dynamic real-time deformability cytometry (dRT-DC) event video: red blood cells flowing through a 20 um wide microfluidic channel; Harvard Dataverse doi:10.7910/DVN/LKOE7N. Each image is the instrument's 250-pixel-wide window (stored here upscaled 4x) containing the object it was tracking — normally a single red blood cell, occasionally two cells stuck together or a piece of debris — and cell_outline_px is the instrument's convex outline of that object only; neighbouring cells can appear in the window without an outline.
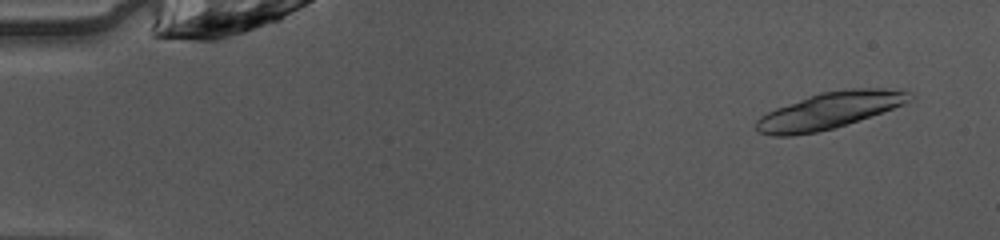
{"species": "common noctule bat (a hibernating species)", "species_latin": "Nyctalus noctula", "temperature_condition": "warm", "stored_images_in_passage": 37, "camera_frame_rate_fps": 3000, "um_per_image_px": 0.085, "animal": {"sex": "female", "body_mass_g": 10.0, "forearm_length_mm": 53.1}, "frame": {"image": 1, "passage_image": 3, "time_ms": 0.667, "image_size_px": [1000, 240], "cell_outline_px": [[916, 96], [912, 100], [904, 104], [832, 128], [816, 132], [792, 136], [772, 136], [760, 132], [756, 128], [756, 120], [760, 116], [776, 108], [820, 92], [848, 88], [884, 88], [908, 92]], "centroid_in_image_um": [70.49, 9.38], "position_along_channel_um": 14.5, "area_um2": 32.08}}
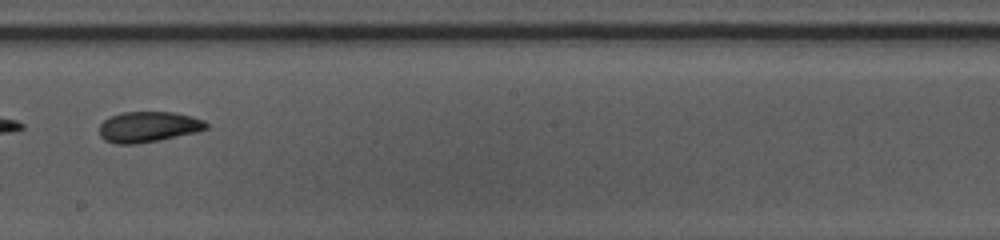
{"frame": {"image": 2, "passage_image": 28, "time_ms": 9.0, "image_size_px": [1000, 240], "cell_outline_px": [[208, 128], [196, 132], [160, 140], [136, 144], [116, 144], [104, 140], [100, 136], [100, 124], [104, 120], [120, 112], [172, 112], [192, 116], [204, 120], [208, 124]], "centroid_in_image_um": [12.61, 10.78], "position_along_channel_um": 235.6, "area_um2": 19.13}}
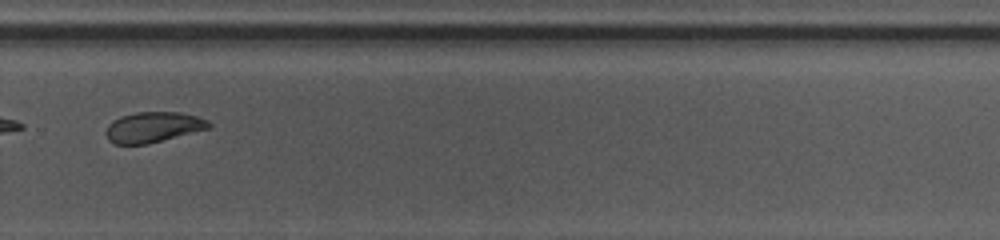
{"frame": {"image": 3, "passage_image": 34, "time_ms": 11.0, "image_size_px": [1000, 240], "cell_outline_px": [[212, 128], [148, 144], [112, 144], [108, 140], [108, 124], [112, 120], [120, 116], [136, 112], [180, 112], [196, 116], [208, 120], [212, 124]], "centroid_in_image_um": [13.06, 10.81], "position_along_channel_um": 316.7, "area_um2": 18.38}}